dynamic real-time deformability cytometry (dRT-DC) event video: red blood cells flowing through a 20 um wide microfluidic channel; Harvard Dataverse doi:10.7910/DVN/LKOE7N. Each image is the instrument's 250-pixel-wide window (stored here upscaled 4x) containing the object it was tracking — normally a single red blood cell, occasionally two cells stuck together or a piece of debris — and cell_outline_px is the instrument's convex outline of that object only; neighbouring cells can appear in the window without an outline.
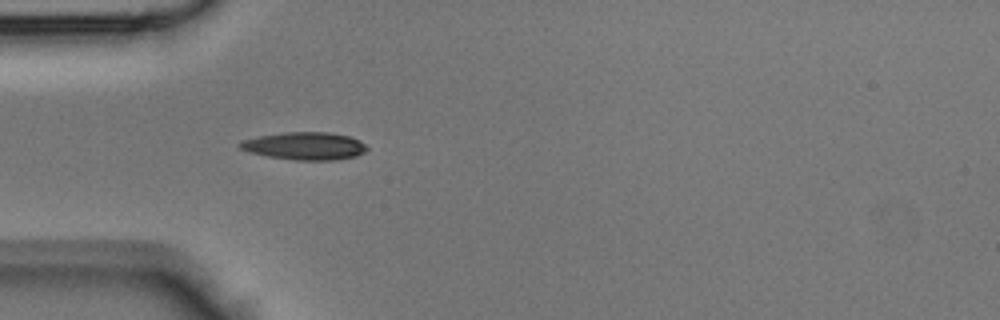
{"species": "Egyptian fruit bat (a non-hibernating species)", "species_latin": "Rousettus aegyptiacus", "temperature_condition": "room temperature", "stored_images_in_passage": 36, "camera_frame_rate_fps": 3000, "um_per_image_px": 0.085, "animal": {"sex": "male"}, "frame": {"image": 1, "passage_image": 5, "time_ms": 1.333, "image_size_px": [1000, 320], "cell_outline_px": [[368, 148], [364, 152], [356, 156], [336, 160], [296, 160], [268, 156], [248, 152], [240, 148], [236, 144], [244, 140], [260, 136], [284, 132], [328, 132], [348, 136], [360, 140]], "centroid_in_image_um": [25.91, 12.41], "position_along_channel_um": 59.1, "area_um2": 20.4}}
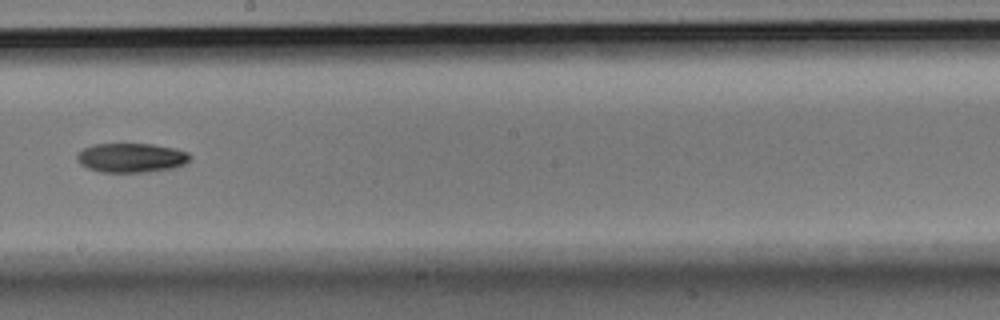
{"frame": {"image": 2, "passage_image": 17, "time_ms": 5.333, "image_size_px": [1000, 320], "cell_outline_px": [[192, 156], [184, 164], [176, 168], [144, 172], [100, 172], [88, 168], [80, 164], [76, 156], [84, 148], [92, 144], [152, 144], [176, 148], [188, 152]], "centroid_in_image_um": [11.19, 13.41], "position_along_channel_um": 237.0, "area_um2": 19.36}}
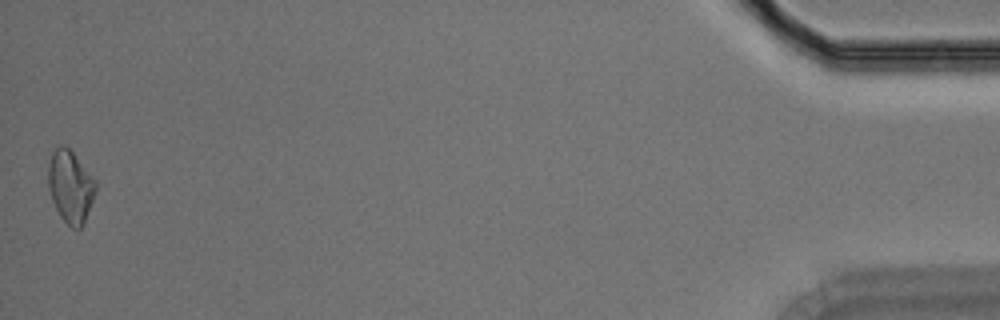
{"frame": {"image": 3, "passage_image": 36, "time_ms": 11.667, "image_size_px": [1000, 320], "cell_outline_px": [[96, 188], [92, 200], [84, 220], [80, 228], [72, 228], [60, 216], [52, 200], [48, 188], [48, 164], [52, 152], [60, 144], [68, 148], [72, 152], [96, 180]], "centroid_in_image_um": [5.96, 15.83], "position_along_channel_um": 429.2, "area_um2": 19.59}}